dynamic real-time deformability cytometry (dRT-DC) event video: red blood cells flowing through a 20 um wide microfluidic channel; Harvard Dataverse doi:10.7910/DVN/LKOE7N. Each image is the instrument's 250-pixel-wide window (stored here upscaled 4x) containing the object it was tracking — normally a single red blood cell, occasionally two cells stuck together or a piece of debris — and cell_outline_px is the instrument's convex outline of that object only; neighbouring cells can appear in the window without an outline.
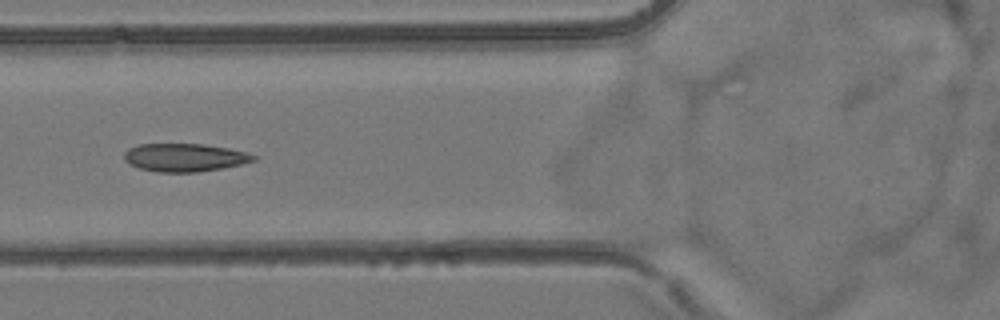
{"species": "common noctule bat (a hibernating species)", "species_latin": "Nyctalus noctula", "temperature_condition": "room temperature", "stored_images_in_passage": 10, "camera_frame_rate_fps": 3000, "um_per_image_px": 0.085, "animal": {"sex": "female", "body_mass_g": 24.6, "forearm_length_mm": 56.2}, "frame": {"image": 1, "passage_image": 6, "time_ms": 6.667, "image_size_px": [1000, 320], "cell_outline_px": [[256, 160], [240, 164], [220, 168], [196, 172], [156, 172], [140, 168], [128, 164], [124, 160], [124, 152], [128, 148], [140, 144], [204, 144], [228, 148], [248, 152], [256, 156]], "centroid_in_image_um": [15.67, 13.38], "position_along_channel_um": 110.1, "area_um2": 21.15}}
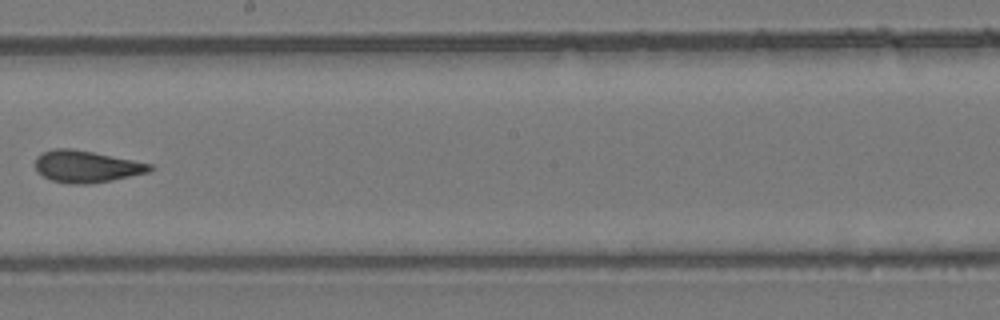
{"frame": {"image": 2, "passage_image": 9, "time_ms": 10.0, "image_size_px": [1000, 320], "cell_outline_px": [[152, 168], [148, 172], [112, 180], [88, 184], [68, 184], [52, 180], [36, 172], [36, 156], [44, 152], [56, 148], [72, 148], [152, 164]], "centroid_in_image_um": [7.31, 14.16], "position_along_channel_um": 240.9, "area_um2": 21.04}}
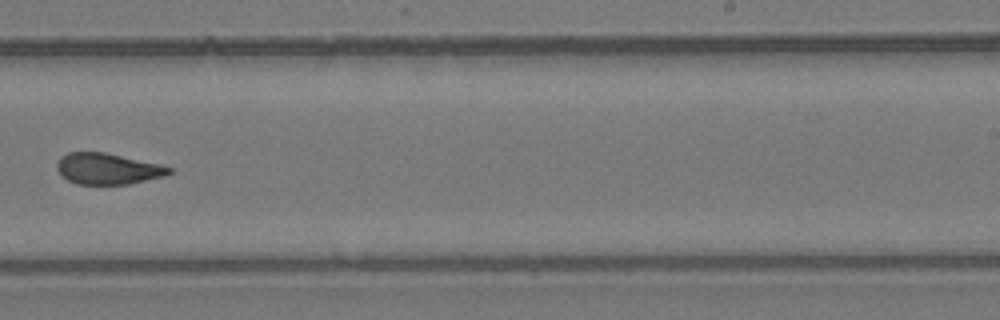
{"frame": {"image": 3, "passage_image": 10, "time_ms": 11.0, "image_size_px": [1000, 320], "cell_outline_px": [[172, 172], [164, 176], [128, 184], [76, 184], [60, 176], [56, 168], [56, 164], [60, 156], [68, 152], [104, 152], [160, 164], [172, 168]], "centroid_in_image_um": [9.11, 14.34], "position_along_channel_um": 279.9, "area_um2": 20.4}}